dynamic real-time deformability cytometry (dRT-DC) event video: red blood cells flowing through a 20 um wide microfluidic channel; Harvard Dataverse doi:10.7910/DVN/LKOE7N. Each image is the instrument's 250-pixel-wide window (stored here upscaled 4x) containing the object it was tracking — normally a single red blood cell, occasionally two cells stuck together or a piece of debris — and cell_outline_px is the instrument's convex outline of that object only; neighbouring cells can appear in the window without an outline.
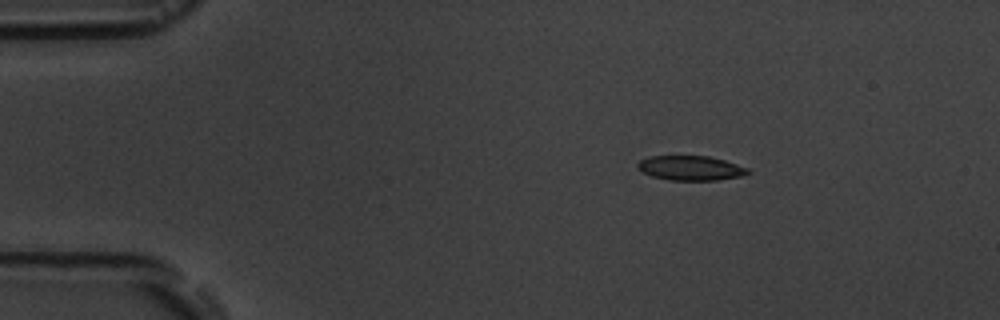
{"species": "common noctule bat (a hibernating species)", "species_latin": "Nyctalus noctula", "temperature_condition": "room temperature", "stored_images_in_passage": 13, "camera_frame_rate_fps": 3000, "um_per_image_px": 0.085, "animal": {"sex": "male", "body_mass_g": 19.5, "forearm_length_mm": 54.6}, "frame": {"image": 1, "passage_image": 1, "time_ms": 0.0, "image_size_px": [1000, 320], "cell_outline_px": [[752, 172], [740, 176], [716, 180], [672, 180], [652, 176], [644, 172], [636, 164], [640, 160], [652, 156], [708, 156], [724, 160], [748, 168]], "centroid_in_image_um": [58.73, 14.28], "position_along_channel_um": 26.3, "area_um2": 15.55}}
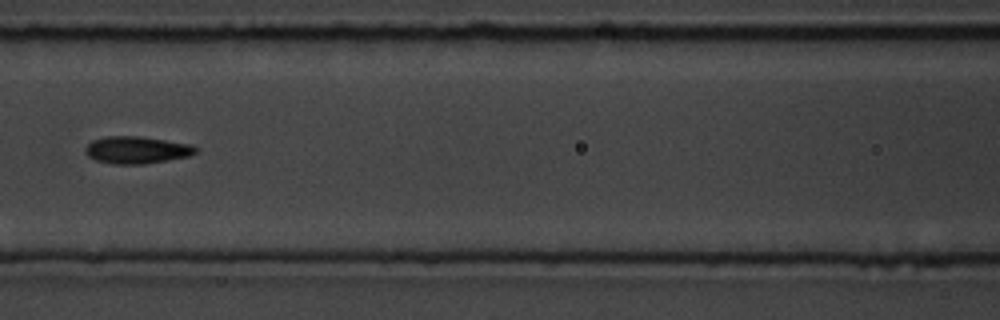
{"frame": {"image": 2, "passage_image": 5, "time_ms": 5.333, "image_size_px": [1000, 320], "cell_outline_px": [[196, 152], [188, 156], [168, 160], [144, 164], [112, 164], [96, 160], [88, 156], [84, 152], [84, 148], [92, 140], [108, 136], [140, 136], [192, 144], [196, 148]], "centroid_in_image_um": [11.59, 12.74], "position_along_channel_um": 155.0, "area_um2": 17.51}}
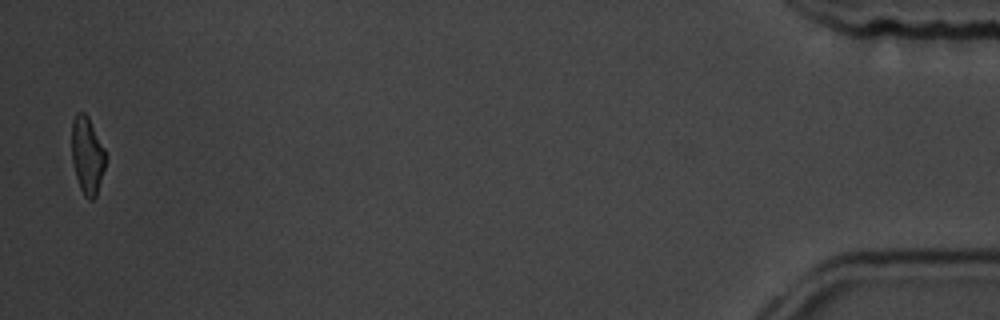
{"frame": {"image": 3, "passage_image": 13, "time_ms": 15.333, "image_size_px": [1000, 320], "cell_outline_px": [[104, 168], [96, 196], [92, 200], [88, 200], [84, 196], [80, 188], [76, 176], [72, 160], [72, 120], [76, 112], [84, 112], [88, 116], [104, 148]], "centroid_in_image_um": [7.39, 13.2], "position_along_channel_um": 427.8, "area_um2": 15.03}, "authors_computed_cell_mechanics": {"area_um2": 16.8776, "velocity_mm_per_s": 3.6669, "shape_relaxation_time_tau1_ms": 4.9312, "shape_relaxation_time_tau2_ms": 3.2184, "deformation_change_tau1": 0.1547, "deformation_change_tau2": 0.0827}}